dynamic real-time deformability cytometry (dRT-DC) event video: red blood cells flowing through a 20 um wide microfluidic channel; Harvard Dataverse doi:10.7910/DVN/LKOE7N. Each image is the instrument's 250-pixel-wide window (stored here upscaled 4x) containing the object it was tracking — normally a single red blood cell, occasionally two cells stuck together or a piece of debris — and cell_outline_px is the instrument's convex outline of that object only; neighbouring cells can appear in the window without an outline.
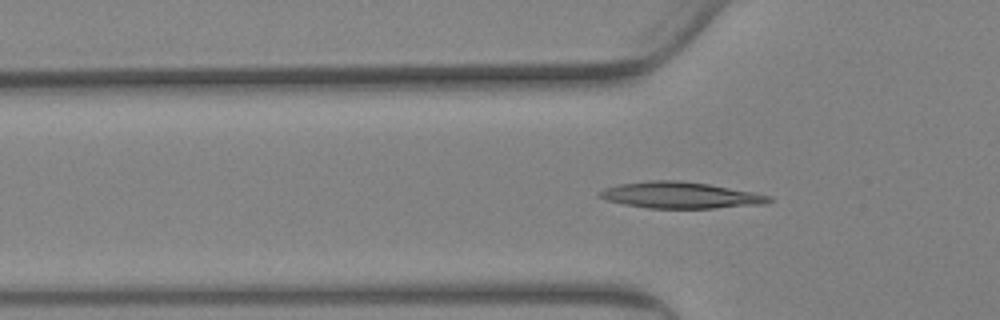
{"species": "Egyptian fruit bat (a non-hibernating species)", "species_latin": "Rousettus aegyptiacus", "temperature_condition": "warm", "stored_images_in_passage": 70, "camera_frame_rate_fps": 3000, "um_per_image_px": 0.085, "animal": {"sex": "female"}, "frame": {"image": 1, "passage_image": 23, "time_ms": 7.333, "image_size_px": [1000, 320], "cell_outline_px": [[772, 200], [764, 204], [716, 208], [648, 208], [624, 204], [608, 200], [600, 196], [596, 192], [604, 188], [616, 184], [648, 180], [680, 180], [708, 184], [752, 192], [772, 196]], "centroid_in_image_um": [57.8, 16.58], "position_along_channel_um": 68.0, "area_um2": 26.01}}
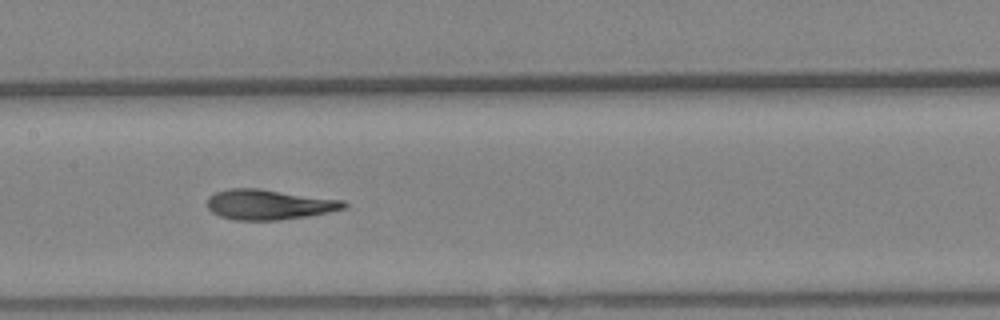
{"frame": {"image": 2, "passage_image": 35, "time_ms": 11.333, "image_size_px": [1000, 320], "cell_outline_px": [[348, 204], [344, 208], [328, 212], [308, 216], [280, 220], [236, 220], [220, 216], [212, 212], [208, 208], [208, 200], [216, 192], [228, 188], [260, 188], [344, 200]], "centroid_in_image_um": [22.88, 17.38], "position_along_channel_um": 184.5, "area_um2": 23.99}}
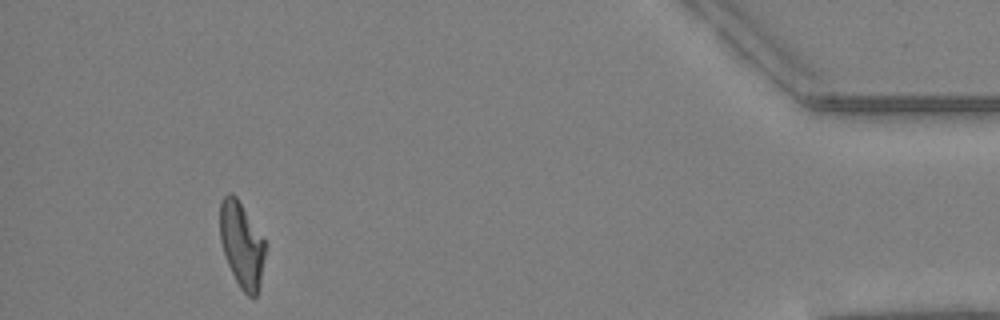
{"frame": {"image": 3, "passage_image": 65, "time_ms": 21.333, "image_size_px": [1000, 320], "cell_outline_px": [[268, 244], [260, 284], [256, 296], [248, 296], [240, 288], [228, 264], [220, 240], [220, 200], [228, 192], [232, 192], [236, 196]], "centroid_in_image_um": [20.57, 20.78], "position_along_channel_um": 414.6, "area_um2": 22.77}, "authors_computed_cell_mechanics": {"area_um2": 23.7847, "velocity_mm_per_s": 2.9312, "shape_relaxation_time_tau1_ms": 9.5276, "shape_relaxation_time_tau2_ms": 3.1261, "deformation_change_tau1": 0.256, "deformation_change_tau2": 0.096}}